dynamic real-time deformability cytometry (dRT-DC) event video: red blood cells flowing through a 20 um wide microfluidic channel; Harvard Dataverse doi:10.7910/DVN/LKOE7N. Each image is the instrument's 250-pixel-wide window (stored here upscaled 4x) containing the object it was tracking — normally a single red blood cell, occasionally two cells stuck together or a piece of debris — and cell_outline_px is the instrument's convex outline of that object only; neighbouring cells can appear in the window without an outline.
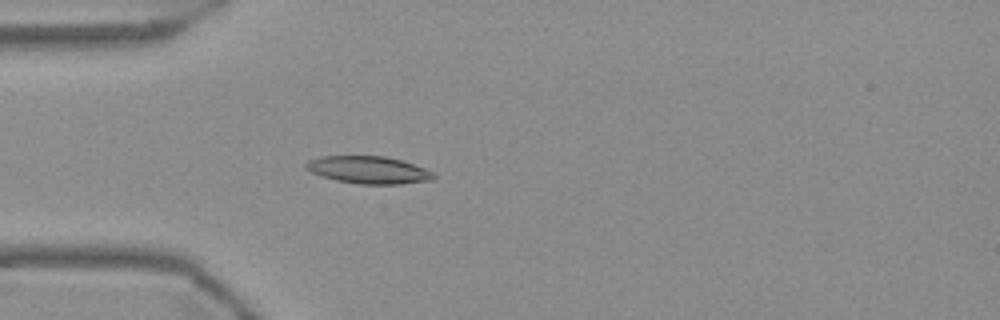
{"species": "Egyptian fruit bat (a non-hibernating species)", "species_latin": "Rousettus aegyptiacus", "temperature_condition": "warm", "stored_images_in_passage": 55, "camera_frame_rate_fps": 3000, "um_per_image_px": 0.085, "frame": {"image": 1, "passage_image": 16, "time_ms": 5.0, "image_size_px": [1000, 320], "cell_outline_px": [[436, 176], [432, 180], [400, 184], [360, 184], [336, 180], [312, 172], [304, 168], [304, 164], [308, 160], [320, 156], [384, 156], [400, 160], [424, 168], [432, 172]], "centroid_in_image_um": [31.3, 14.44], "position_along_channel_um": 53.7, "area_um2": 20.23}}
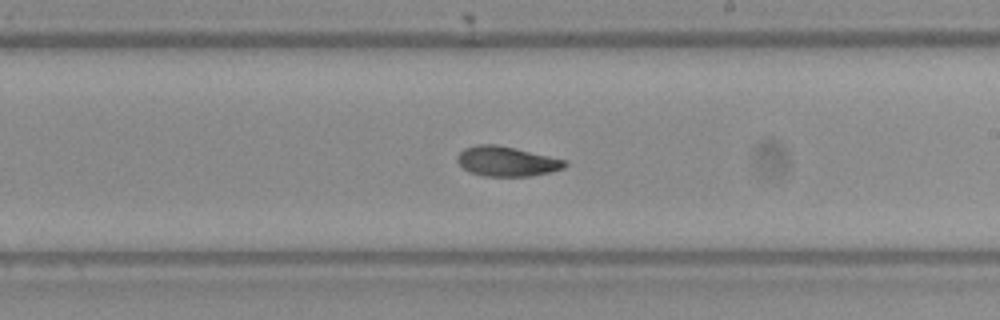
{"frame": {"image": 2, "passage_image": 32, "time_ms": 10.333, "image_size_px": [1000, 320], "cell_outline_px": [[568, 164], [564, 168], [552, 172], [528, 176], [484, 176], [472, 172], [464, 168], [456, 160], [456, 156], [464, 148], [476, 144], [496, 144], [568, 160]], "centroid_in_image_um": [43.09, 13.71], "position_along_channel_um": 245.9, "area_um2": 18.73}}
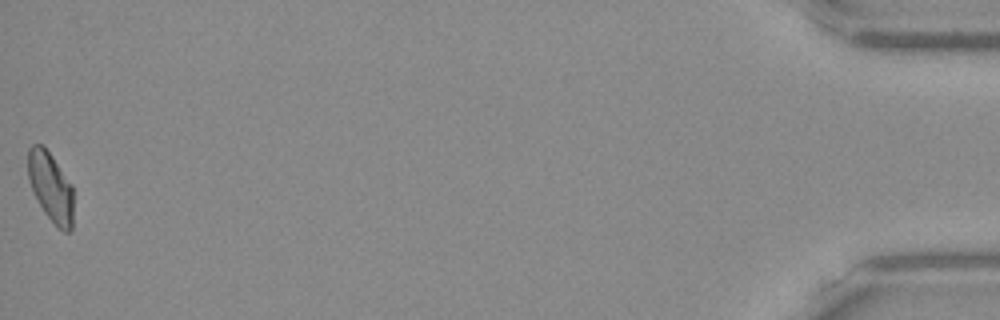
{"frame": {"image": 3, "passage_image": 55, "time_ms": 18.0, "image_size_px": [1000, 320], "cell_outline_px": [[72, 228], [68, 232], [64, 232], [44, 212], [28, 180], [28, 148], [32, 144], [44, 144], [72, 184]], "centroid_in_image_um": [4.3, 15.83], "position_along_channel_um": 430.9, "area_um2": 18.21}, "authors_computed_cell_mechanics": {"area_um2": 19.2474, "velocity_mm_per_s": 3.72, "shape_relaxation_time_tau1_ms": 4.8897, "shape_relaxation_time_tau2_ms": 3.2977, "deformation_change_tau1": 0.1728, "deformation_change_tau2": 0.0929}}